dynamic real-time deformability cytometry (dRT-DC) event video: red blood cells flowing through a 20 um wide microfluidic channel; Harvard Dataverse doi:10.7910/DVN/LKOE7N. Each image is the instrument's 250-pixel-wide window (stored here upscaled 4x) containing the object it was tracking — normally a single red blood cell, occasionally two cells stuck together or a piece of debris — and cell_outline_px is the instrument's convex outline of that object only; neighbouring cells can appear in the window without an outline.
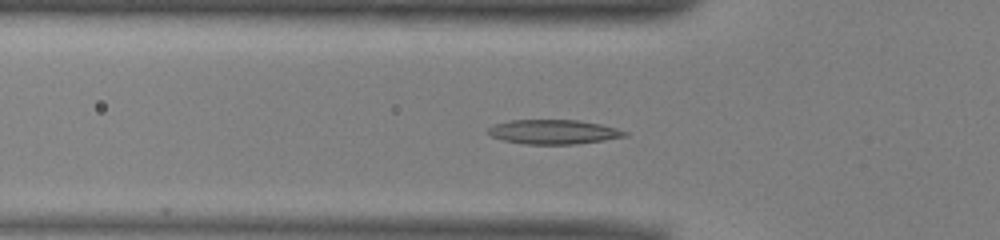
{"species": "common noctule bat (a hibernating species)", "species_latin": "Nyctalus noctula", "temperature_condition": "warm", "stored_images_in_passage": 25, "camera_frame_rate_fps": 3000, "um_per_image_px": 0.085, "animal": {"sex": "male", "body_mass_g": 13.0, "forearm_length_mm": 53.1}, "frame": {"image": 1, "passage_image": 16, "time_ms": 5.0, "image_size_px": [1000, 240], "cell_outline_px": [[628, 136], [604, 140], [576, 144], [524, 144], [504, 140], [492, 136], [488, 132], [488, 128], [496, 124], [508, 120], [576, 120], [600, 124], [616, 128], [628, 132]], "centroid_in_image_um": [47.07, 11.21], "position_along_channel_um": 78.7, "area_um2": 19.31}}